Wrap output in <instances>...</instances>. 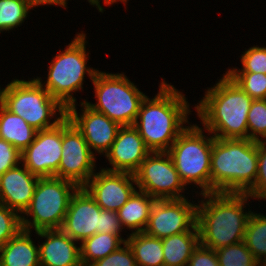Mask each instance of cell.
<instances>
[{"instance_id": "6da1fadb", "label": "cell", "mask_w": 266, "mask_h": 266, "mask_svg": "<svg viewBox=\"0 0 266 266\" xmlns=\"http://www.w3.org/2000/svg\"><path fill=\"white\" fill-rule=\"evenodd\" d=\"M189 103L182 92L165 82L159 85L154 98L142 101L133 126L138 130L146 146L154 151H168L179 134L189 124Z\"/></svg>"}, {"instance_id": "7a4b0ae2", "label": "cell", "mask_w": 266, "mask_h": 266, "mask_svg": "<svg viewBox=\"0 0 266 266\" xmlns=\"http://www.w3.org/2000/svg\"><path fill=\"white\" fill-rule=\"evenodd\" d=\"M253 99L226 73L205 91L195 112L215 138L248 139V112Z\"/></svg>"}, {"instance_id": "3957f363", "label": "cell", "mask_w": 266, "mask_h": 266, "mask_svg": "<svg viewBox=\"0 0 266 266\" xmlns=\"http://www.w3.org/2000/svg\"><path fill=\"white\" fill-rule=\"evenodd\" d=\"M202 198L196 222L200 244L216 250L243 241L252 214L245 210L251 197L246 193H208Z\"/></svg>"}, {"instance_id": "277c9868", "label": "cell", "mask_w": 266, "mask_h": 266, "mask_svg": "<svg viewBox=\"0 0 266 266\" xmlns=\"http://www.w3.org/2000/svg\"><path fill=\"white\" fill-rule=\"evenodd\" d=\"M210 171L211 193H246L258 173V141L214 137Z\"/></svg>"}, {"instance_id": "5b68a950", "label": "cell", "mask_w": 266, "mask_h": 266, "mask_svg": "<svg viewBox=\"0 0 266 266\" xmlns=\"http://www.w3.org/2000/svg\"><path fill=\"white\" fill-rule=\"evenodd\" d=\"M0 103L37 131L56 126L67 115V109L35 77L28 81L13 79L0 88Z\"/></svg>"}, {"instance_id": "8992f818", "label": "cell", "mask_w": 266, "mask_h": 266, "mask_svg": "<svg viewBox=\"0 0 266 266\" xmlns=\"http://www.w3.org/2000/svg\"><path fill=\"white\" fill-rule=\"evenodd\" d=\"M76 35L65 50L59 51L50 62L46 81L43 83L41 77L35 78L66 109L76 104L73 94L83 90L85 74L92 80L98 71L87 67L89 52H86V34L81 31Z\"/></svg>"}, {"instance_id": "52a82bcc", "label": "cell", "mask_w": 266, "mask_h": 266, "mask_svg": "<svg viewBox=\"0 0 266 266\" xmlns=\"http://www.w3.org/2000/svg\"><path fill=\"white\" fill-rule=\"evenodd\" d=\"M202 127L189 124L167 151L185 185L194 183L200 195L211 193L210 161L214 136H205Z\"/></svg>"}, {"instance_id": "ba28073f", "label": "cell", "mask_w": 266, "mask_h": 266, "mask_svg": "<svg viewBox=\"0 0 266 266\" xmlns=\"http://www.w3.org/2000/svg\"><path fill=\"white\" fill-rule=\"evenodd\" d=\"M78 188L75 183L55 176L39 177L32 200L21 214L22 229L35 232L60 229L70 199Z\"/></svg>"}, {"instance_id": "9c48e42d", "label": "cell", "mask_w": 266, "mask_h": 266, "mask_svg": "<svg viewBox=\"0 0 266 266\" xmlns=\"http://www.w3.org/2000/svg\"><path fill=\"white\" fill-rule=\"evenodd\" d=\"M96 104L85 103L92 109L105 114L120 126L133 125L142 101L146 98L137 86L124 73L97 71L91 80Z\"/></svg>"}, {"instance_id": "30bf717a", "label": "cell", "mask_w": 266, "mask_h": 266, "mask_svg": "<svg viewBox=\"0 0 266 266\" xmlns=\"http://www.w3.org/2000/svg\"><path fill=\"white\" fill-rule=\"evenodd\" d=\"M138 190L158 199H180L186 185L167 151L151 152L134 173ZM181 193V194H180Z\"/></svg>"}, {"instance_id": "8fae6325", "label": "cell", "mask_w": 266, "mask_h": 266, "mask_svg": "<svg viewBox=\"0 0 266 266\" xmlns=\"http://www.w3.org/2000/svg\"><path fill=\"white\" fill-rule=\"evenodd\" d=\"M96 156L67 116L62 120V158L57 177L83 187L95 174Z\"/></svg>"}, {"instance_id": "7c38bea8", "label": "cell", "mask_w": 266, "mask_h": 266, "mask_svg": "<svg viewBox=\"0 0 266 266\" xmlns=\"http://www.w3.org/2000/svg\"><path fill=\"white\" fill-rule=\"evenodd\" d=\"M190 201L188 197L156 200L144 233L162 239L190 231L197 222V203Z\"/></svg>"}, {"instance_id": "4fadbf2b", "label": "cell", "mask_w": 266, "mask_h": 266, "mask_svg": "<svg viewBox=\"0 0 266 266\" xmlns=\"http://www.w3.org/2000/svg\"><path fill=\"white\" fill-rule=\"evenodd\" d=\"M62 158V121L36 132L33 142L21 152V164L38 177H57Z\"/></svg>"}, {"instance_id": "5bb4252c", "label": "cell", "mask_w": 266, "mask_h": 266, "mask_svg": "<svg viewBox=\"0 0 266 266\" xmlns=\"http://www.w3.org/2000/svg\"><path fill=\"white\" fill-rule=\"evenodd\" d=\"M80 104L82 112L78 113L76 104H73L67 108L66 116L82 133L91 152L104 156L115 141L121 126L105 114L89 107L85 100Z\"/></svg>"}, {"instance_id": "9a60e30c", "label": "cell", "mask_w": 266, "mask_h": 266, "mask_svg": "<svg viewBox=\"0 0 266 266\" xmlns=\"http://www.w3.org/2000/svg\"><path fill=\"white\" fill-rule=\"evenodd\" d=\"M135 176L127 172H112L101 168L83 188L103 210L117 212L137 190Z\"/></svg>"}, {"instance_id": "2e32d148", "label": "cell", "mask_w": 266, "mask_h": 266, "mask_svg": "<svg viewBox=\"0 0 266 266\" xmlns=\"http://www.w3.org/2000/svg\"><path fill=\"white\" fill-rule=\"evenodd\" d=\"M101 210L89 193L83 187H79L70 199L60 229L77 243H81L84 239L99 233Z\"/></svg>"}, {"instance_id": "e0dca14e", "label": "cell", "mask_w": 266, "mask_h": 266, "mask_svg": "<svg viewBox=\"0 0 266 266\" xmlns=\"http://www.w3.org/2000/svg\"><path fill=\"white\" fill-rule=\"evenodd\" d=\"M150 153L151 150L133 125L121 126L115 141L105 154L112 168L102 169L134 174Z\"/></svg>"}, {"instance_id": "ac0fdd59", "label": "cell", "mask_w": 266, "mask_h": 266, "mask_svg": "<svg viewBox=\"0 0 266 266\" xmlns=\"http://www.w3.org/2000/svg\"><path fill=\"white\" fill-rule=\"evenodd\" d=\"M38 179L23 164L7 170L0 176V203L21 215L32 200Z\"/></svg>"}, {"instance_id": "d6986e66", "label": "cell", "mask_w": 266, "mask_h": 266, "mask_svg": "<svg viewBox=\"0 0 266 266\" xmlns=\"http://www.w3.org/2000/svg\"><path fill=\"white\" fill-rule=\"evenodd\" d=\"M46 238L39 246L41 266H82L80 247L61 229L40 230L34 232Z\"/></svg>"}, {"instance_id": "ffe728a7", "label": "cell", "mask_w": 266, "mask_h": 266, "mask_svg": "<svg viewBox=\"0 0 266 266\" xmlns=\"http://www.w3.org/2000/svg\"><path fill=\"white\" fill-rule=\"evenodd\" d=\"M31 231L21 229L0 248V266H41Z\"/></svg>"}, {"instance_id": "44dd1931", "label": "cell", "mask_w": 266, "mask_h": 266, "mask_svg": "<svg viewBox=\"0 0 266 266\" xmlns=\"http://www.w3.org/2000/svg\"><path fill=\"white\" fill-rule=\"evenodd\" d=\"M155 201L146 192L136 190L117 211L123 229H132L130 234L144 232Z\"/></svg>"}, {"instance_id": "7402d4cb", "label": "cell", "mask_w": 266, "mask_h": 266, "mask_svg": "<svg viewBox=\"0 0 266 266\" xmlns=\"http://www.w3.org/2000/svg\"><path fill=\"white\" fill-rule=\"evenodd\" d=\"M199 243L197 224L190 231L162 238L164 266H187Z\"/></svg>"}, {"instance_id": "603a6c76", "label": "cell", "mask_w": 266, "mask_h": 266, "mask_svg": "<svg viewBox=\"0 0 266 266\" xmlns=\"http://www.w3.org/2000/svg\"><path fill=\"white\" fill-rule=\"evenodd\" d=\"M37 130L19 115L13 114L0 103V138L23 152L34 140Z\"/></svg>"}, {"instance_id": "cb8c5ba5", "label": "cell", "mask_w": 266, "mask_h": 266, "mask_svg": "<svg viewBox=\"0 0 266 266\" xmlns=\"http://www.w3.org/2000/svg\"><path fill=\"white\" fill-rule=\"evenodd\" d=\"M137 266H164L162 239L144 232L127 235Z\"/></svg>"}, {"instance_id": "d4e9b609", "label": "cell", "mask_w": 266, "mask_h": 266, "mask_svg": "<svg viewBox=\"0 0 266 266\" xmlns=\"http://www.w3.org/2000/svg\"><path fill=\"white\" fill-rule=\"evenodd\" d=\"M124 243L119 236L109 233H96L84 239L79 246L82 266H89L96 260L108 256Z\"/></svg>"}, {"instance_id": "484cf974", "label": "cell", "mask_w": 266, "mask_h": 266, "mask_svg": "<svg viewBox=\"0 0 266 266\" xmlns=\"http://www.w3.org/2000/svg\"><path fill=\"white\" fill-rule=\"evenodd\" d=\"M243 242L261 266L266 263V215L252 212Z\"/></svg>"}, {"instance_id": "4316f807", "label": "cell", "mask_w": 266, "mask_h": 266, "mask_svg": "<svg viewBox=\"0 0 266 266\" xmlns=\"http://www.w3.org/2000/svg\"><path fill=\"white\" fill-rule=\"evenodd\" d=\"M30 10L25 0H0V33L21 26Z\"/></svg>"}, {"instance_id": "83f0119b", "label": "cell", "mask_w": 266, "mask_h": 266, "mask_svg": "<svg viewBox=\"0 0 266 266\" xmlns=\"http://www.w3.org/2000/svg\"><path fill=\"white\" fill-rule=\"evenodd\" d=\"M215 252L219 266H261L243 241L216 249Z\"/></svg>"}, {"instance_id": "f1b7e54d", "label": "cell", "mask_w": 266, "mask_h": 266, "mask_svg": "<svg viewBox=\"0 0 266 266\" xmlns=\"http://www.w3.org/2000/svg\"><path fill=\"white\" fill-rule=\"evenodd\" d=\"M252 99H266V74L254 72H226Z\"/></svg>"}, {"instance_id": "f546056e", "label": "cell", "mask_w": 266, "mask_h": 266, "mask_svg": "<svg viewBox=\"0 0 266 266\" xmlns=\"http://www.w3.org/2000/svg\"><path fill=\"white\" fill-rule=\"evenodd\" d=\"M247 118L248 139L266 141V99H253Z\"/></svg>"}, {"instance_id": "4dcf8cb0", "label": "cell", "mask_w": 266, "mask_h": 266, "mask_svg": "<svg viewBox=\"0 0 266 266\" xmlns=\"http://www.w3.org/2000/svg\"><path fill=\"white\" fill-rule=\"evenodd\" d=\"M241 70L228 69L227 72H254V73H263L266 74V46H252L248 50L245 49V52H242Z\"/></svg>"}, {"instance_id": "1f68e13d", "label": "cell", "mask_w": 266, "mask_h": 266, "mask_svg": "<svg viewBox=\"0 0 266 266\" xmlns=\"http://www.w3.org/2000/svg\"><path fill=\"white\" fill-rule=\"evenodd\" d=\"M21 229V215L0 203V248Z\"/></svg>"}, {"instance_id": "d6a6232c", "label": "cell", "mask_w": 266, "mask_h": 266, "mask_svg": "<svg viewBox=\"0 0 266 266\" xmlns=\"http://www.w3.org/2000/svg\"><path fill=\"white\" fill-rule=\"evenodd\" d=\"M251 199H266V141H258V173L255 184L246 192Z\"/></svg>"}, {"instance_id": "836d02e7", "label": "cell", "mask_w": 266, "mask_h": 266, "mask_svg": "<svg viewBox=\"0 0 266 266\" xmlns=\"http://www.w3.org/2000/svg\"><path fill=\"white\" fill-rule=\"evenodd\" d=\"M89 266H137L133 252L127 242L108 256L96 260Z\"/></svg>"}, {"instance_id": "e575fe53", "label": "cell", "mask_w": 266, "mask_h": 266, "mask_svg": "<svg viewBox=\"0 0 266 266\" xmlns=\"http://www.w3.org/2000/svg\"><path fill=\"white\" fill-rule=\"evenodd\" d=\"M18 164H21V152L0 138V176Z\"/></svg>"}, {"instance_id": "d590c367", "label": "cell", "mask_w": 266, "mask_h": 266, "mask_svg": "<svg viewBox=\"0 0 266 266\" xmlns=\"http://www.w3.org/2000/svg\"><path fill=\"white\" fill-rule=\"evenodd\" d=\"M123 227L121 225L120 219L118 218L117 212L109 210L100 211V222H99V233H109L119 236L124 242L127 239L122 238L120 232H122Z\"/></svg>"}, {"instance_id": "8d00e7d4", "label": "cell", "mask_w": 266, "mask_h": 266, "mask_svg": "<svg viewBox=\"0 0 266 266\" xmlns=\"http://www.w3.org/2000/svg\"><path fill=\"white\" fill-rule=\"evenodd\" d=\"M187 266H219V261L215 250L199 243L193 250Z\"/></svg>"}, {"instance_id": "74e56055", "label": "cell", "mask_w": 266, "mask_h": 266, "mask_svg": "<svg viewBox=\"0 0 266 266\" xmlns=\"http://www.w3.org/2000/svg\"><path fill=\"white\" fill-rule=\"evenodd\" d=\"M29 7L33 10L36 6H45L47 5H60V7H67V0H25Z\"/></svg>"}, {"instance_id": "f35d334b", "label": "cell", "mask_w": 266, "mask_h": 266, "mask_svg": "<svg viewBox=\"0 0 266 266\" xmlns=\"http://www.w3.org/2000/svg\"><path fill=\"white\" fill-rule=\"evenodd\" d=\"M100 1L101 0H95V6H96V8H97V10H98V12H101V13H103V11H105L104 10V8L101 6V3H100ZM104 1V4L105 5H112V4H114V3H117L118 1H120V2H123V3H127L129 0H103Z\"/></svg>"}, {"instance_id": "ab89813d", "label": "cell", "mask_w": 266, "mask_h": 266, "mask_svg": "<svg viewBox=\"0 0 266 266\" xmlns=\"http://www.w3.org/2000/svg\"><path fill=\"white\" fill-rule=\"evenodd\" d=\"M93 7L95 6V0H87Z\"/></svg>"}]
</instances>
